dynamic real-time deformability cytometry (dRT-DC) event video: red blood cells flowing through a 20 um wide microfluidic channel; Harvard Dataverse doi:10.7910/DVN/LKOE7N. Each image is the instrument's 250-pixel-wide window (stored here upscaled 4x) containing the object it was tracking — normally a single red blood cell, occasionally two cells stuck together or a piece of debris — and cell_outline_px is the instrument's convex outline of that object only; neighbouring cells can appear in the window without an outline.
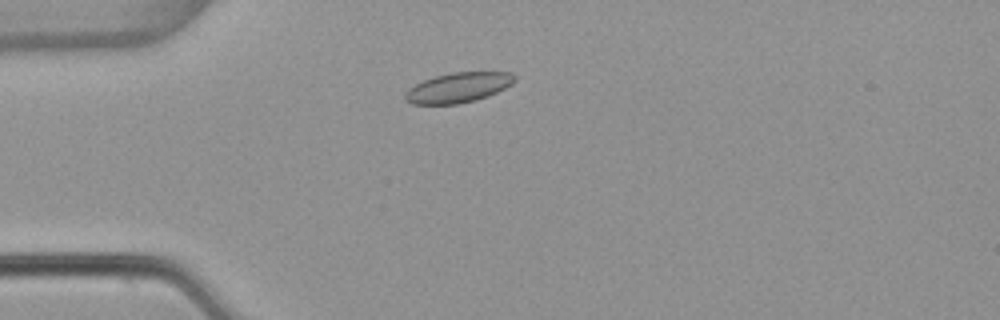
{"species": "common noctule bat (a hibernating species)", "species_latin": "Nyctalus noctula", "temperature_condition": "warm", "stored_images_in_passage": 48, "camera_frame_rate_fps": 3000, "um_per_image_px": 0.085, "animal": {"sex": "female", "body_mass_g": 22.7, "forearm_length_mm": 54.2}, "frame": {"image": 1, "passage_image": 8, "time_ms": 2.333, "image_size_px": [1000, 320], "cell_outline_px": [[516, 80], [512, 84], [488, 96], [476, 100], [456, 104], [412, 104], [404, 100], [404, 92], [408, 88], [424, 80], [436, 76], [452, 72], [512, 72], [516, 76]], "centroid_in_image_um": [38.94, 7.44], "position_along_channel_um": 46.1, "area_um2": 19.19}}
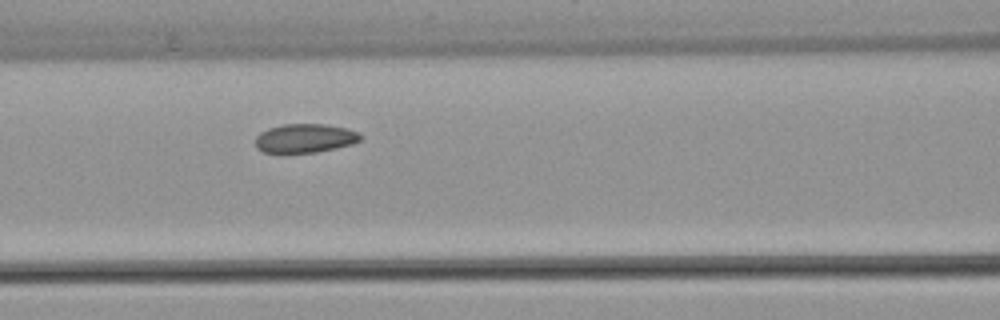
{"frame": {"image": 2, "passage_image": 17, "time_ms": 5.333, "image_size_px": [1000, 320], "cell_outline_px": [[364, 136], [360, 140], [352, 144], [336, 148], [316, 152], [264, 152], [256, 148], [256, 136], [260, 132], [268, 128], [284, 124], [324, 124], [348, 128], [360, 132]], "centroid_in_image_um": [25.96, 11.74], "position_along_channel_um": 140.6, "area_um2": 17.74}}
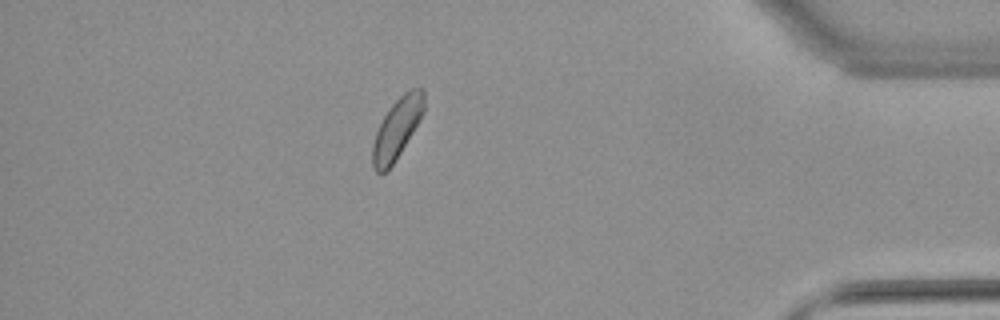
{"frame": {"image": 3, "passage_image": 41, "time_ms": 13.333, "image_size_px": [1000, 320], "cell_outline_px": [[424, 112], [420, 120], [396, 160], [388, 172], [376, 172], [372, 164], [372, 144], [376, 132], [388, 108], [404, 92], [412, 88], [424, 88]], "centroid_in_image_um": [33.74, 10.93], "position_along_channel_um": 401.5, "area_um2": 18.21}, "authors_computed_cell_mechanics": {"area_um2": 18.207, "velocity_mm_per_s": 3.7762, "shape_relaxation_time_tau1_ms": null, "shape_relaxation_time_tau2_ms": 5.3696, "deformation_change_tau1": null, "deformation_change_tau2": 0.0827}}